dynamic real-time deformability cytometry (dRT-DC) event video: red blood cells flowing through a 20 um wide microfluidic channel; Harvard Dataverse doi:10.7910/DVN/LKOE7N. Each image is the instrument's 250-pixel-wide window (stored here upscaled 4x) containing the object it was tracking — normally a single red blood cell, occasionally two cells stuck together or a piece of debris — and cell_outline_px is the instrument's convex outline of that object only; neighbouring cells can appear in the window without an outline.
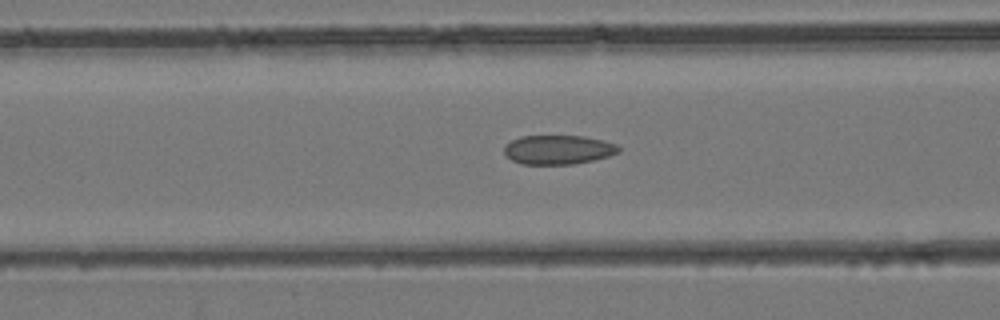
{"species": "common noctule bat (a hibernating species)", "species_latin": "Nyctalus noctula", "temperature_condition": "room temperature", "stored_images_in_passage": 38, "camera_frame_rate_fps": 3000, "um_per_image_px": 0.085, "animal": {"sex": "female", "body_mass_g": 24.6, "forearm_length_mm": 56.2}, "frame": {"image": 1, "passage_image": 14, "time_ms": 4.333, "image_size_px": [1000, 320], "cell_outline_px": [[620, 152], [608, 156], [592, 160], [572, 164], [524, 164], [512, 160], [504, 152], [504, 144], [520, 136], [584, 136], [604, 140], [616, 144], [620, 148]], "centroid_in_image_um": [47.45, 12.71], "position_along_channel_um": 119.2, "area_um2": 19.42}}
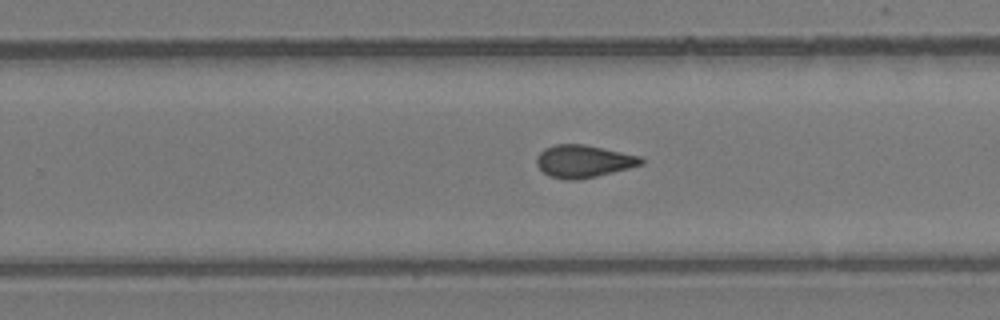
{"frame": {"image": 2, "passage_image": 24, "time_ms": 7.667, "image_size_px": [1000, 320], "cell_outline_px": [[644, 164], [596, 176], [576, 180], [564, 180], [548, 176], [536, 164], [536, 156], [544, 148], [556, 144], [584, 144], [640, 156], [644, 160]], "centroid_in_image_um": [49.57, 13.71], "position_along_channel_um": 280.2, "area_um2": 19.77}}
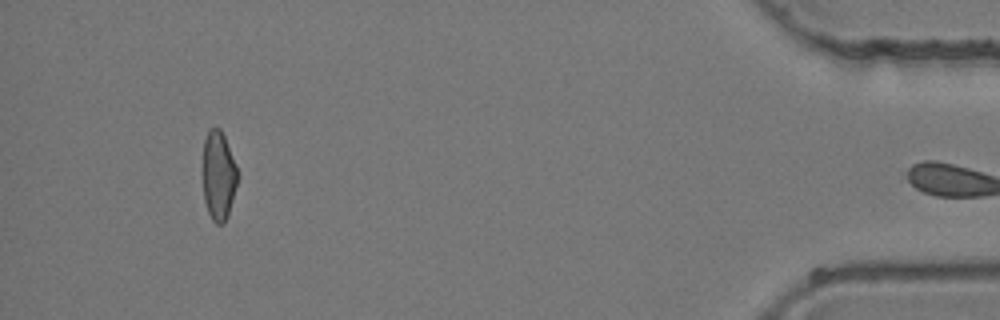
{"frame": {"image": 3, "passage_image": 37, "time_ms": 12.0, "image_size_px": [1000, 320], "cell_outline_px": [[240, 176], [228, 216], [224, 224], [216, 224], [212, 220], [208, 212], [204, 200], [200, 172], [200, 168], [204, 140], [208, 128], [220, 128], [224, 136], [236, 164]], "centroid_in_image_um": [18.54, 14.93], "position_along_channel_um": 416.7, "area_um2": 19.13}}